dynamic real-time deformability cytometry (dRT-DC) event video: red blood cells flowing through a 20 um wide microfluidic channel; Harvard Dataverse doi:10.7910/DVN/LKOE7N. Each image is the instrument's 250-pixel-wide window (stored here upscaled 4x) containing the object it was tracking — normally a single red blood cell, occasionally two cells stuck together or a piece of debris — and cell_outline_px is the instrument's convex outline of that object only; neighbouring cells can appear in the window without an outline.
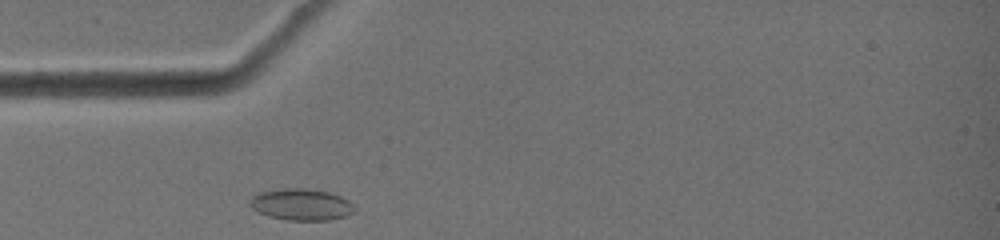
{"species": "common noctule bat (a hibernating species)", "species_latin": "Nyctalus noctula", "temperature_condition": "warm", "stored_images_in_passage": 1, "camera_frame_rate_fps": 3000, "um_per_image_px": 0.085, "animal": {"sex": "female", "body_mass_g": 19.0, "forearm_length_mm": 51.5}, "frame": {"image": 1, "passage_image": 1, "time_ms": 0.0, "image_size_px": [1000, 240], "cell_outline_px": [[356, 212], [332, 220], [288, 220], [272, 216], [256, 208], [252, 200], [264, 188], [308, 188], [332, 192], [348, 200], [356, 208]], "centroid_in_image_um": [25.73, 17.35], "position_along_channel_um": 59.3, "area_um2": 19.02}}